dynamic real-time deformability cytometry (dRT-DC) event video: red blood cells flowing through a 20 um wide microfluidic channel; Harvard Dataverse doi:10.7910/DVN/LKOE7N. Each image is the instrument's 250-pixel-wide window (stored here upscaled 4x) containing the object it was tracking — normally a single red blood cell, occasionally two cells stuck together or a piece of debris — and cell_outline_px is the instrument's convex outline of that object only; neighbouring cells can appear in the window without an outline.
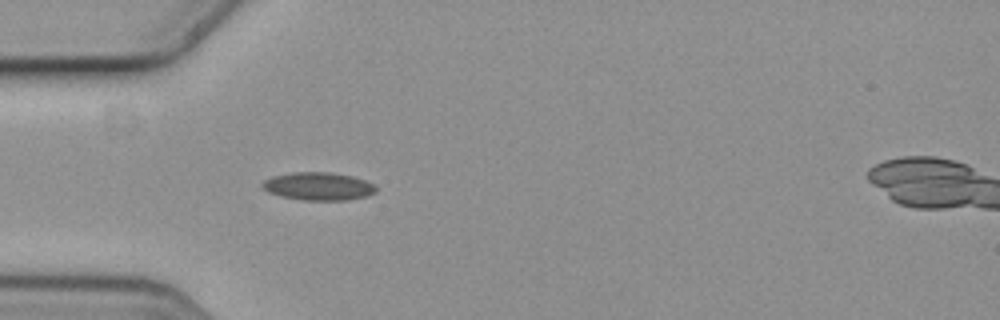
{"species": "common noctule bat (a hibernating species)", "species_latin": "Nyctalus noctula", "temperature_condition": "cold", "stored_images_in_passage": 5, "camera_frame_rate_fps": 3000, "um_per_image_px": 0.085, "animal": {"sex": "female", "body_mass_g": 19.3, "forearm_length_mm": 54.1}, "frame": {"image": 1, "passage_image": 5, "time_ms": 1.333, "image_size_px": [1000, 320], "cell_outline_px": [[376, 192], [368, 196], [348, 200], [304, 200], [280, 196], [268, 192], [260, 188], [260, 184], [264, 180], [272, 176], [292, 172], [328, 172], [352, 176], [376, 184]], "centroid_in_image_um": [27.04, 15.83], "position_along_channel_um": 58.0, "area_um2": 18.73}}